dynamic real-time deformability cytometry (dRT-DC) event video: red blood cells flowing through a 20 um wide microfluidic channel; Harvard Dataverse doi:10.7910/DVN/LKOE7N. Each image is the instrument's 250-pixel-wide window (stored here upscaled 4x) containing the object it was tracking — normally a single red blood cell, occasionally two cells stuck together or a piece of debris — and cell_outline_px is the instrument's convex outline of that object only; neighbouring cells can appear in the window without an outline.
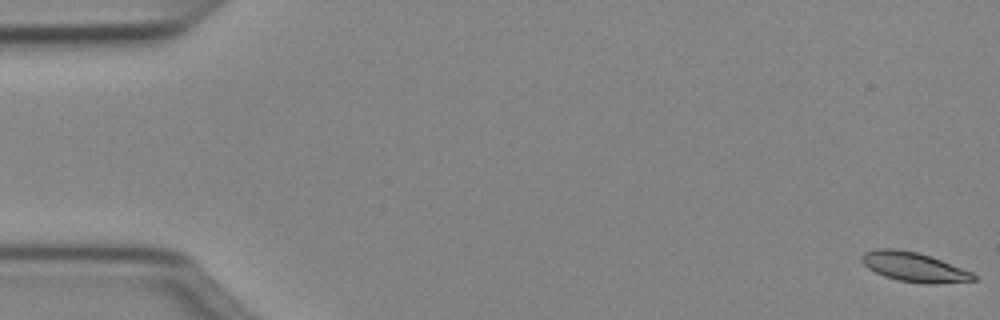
{"species": "Egyptian fruit bat (a non-hibernating species)", "species_latin": "Rousettus aegyptiacus", "temperature_condition": "cold", "stored_images_in_passage": 51, "camera_frame_rate_fps": 3000, "um_per_image_px": 0.085, "animal": {"sex": "female"}, "frame": {"image": 1, "passage_image": 1, "time_ms": 0.0, "image_size_px": [1000, 320], "cell_outline_px": [[976, 280], [932, 284], [928, 284], [900, 280], [884, 276], [868, 268], [860, 260], [860, 256], [864, 252], [876, 248], [896, 248], [916, 252], [940, 260], [972, 272], [976, 276]], "centroid_in_image_um": [77.64, 22.68], "position_along_channel_um": 7.4, "area_um2": 18.96}}
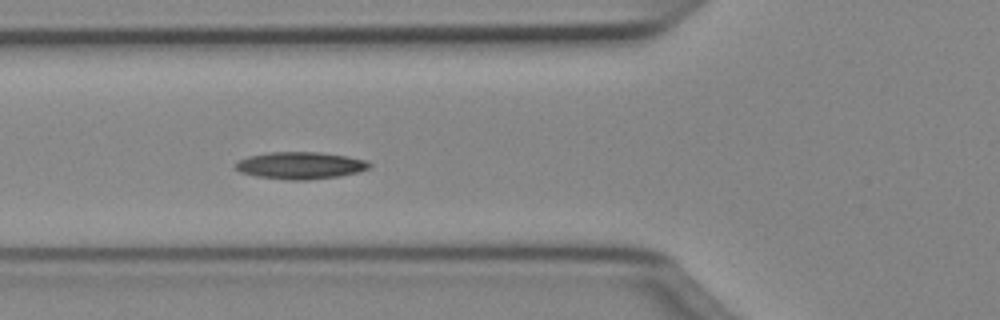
{"frame": {"image": 2, "passage_image": 19, "time_ms": 6.0, "image_size_px": [1000, 320], "cell_outline_px": [[372, 164], [368, 168], [356, 172], [340, 176], [308, 180], [288, 180], [256, 176], [240, 172], [236, 168], [236, 164], [240, 160], [248, 156], [268, 152], [320, 152], [348, 156], [368, 160]], "centroid_in_image_um": [25.55, 14.06], "position_along_channel_um": 100.2, "area_um2": 21.15}}
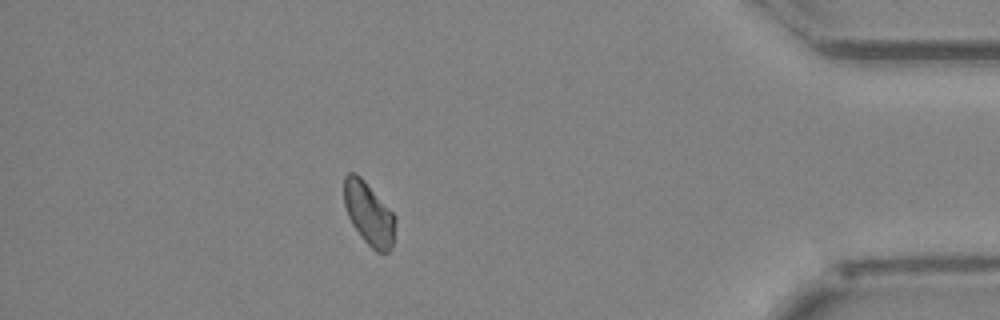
{"frame": {"image": 3, "passage_image": 45, "time_ms": 14.667, "image_size_px": [1000, 320], "cell_outline_px": [[396, 220], [392, 248], [388, 252], [376, 252], [360, 236], [352, 224], [348, 216], [344, 204], [344, 176], [348, 172], [356, 172], [364, 180], [396, 216]], "centroid_in_image_um": [31.35, 18.15], "position_along_channel_um": 403.9, "area_um2": 18.84}, "authors_computed_cell_mechanics": {"area_um2": 19.2474, "velocity_mm_per_s": 4.0239, "shape_relaxation_time_tau1_ms": 5.9349, "shape_relaxation_time_tau2_ms": null, "deformation_change_tau1": 0.1267, "deformation_change_tau2": null}}